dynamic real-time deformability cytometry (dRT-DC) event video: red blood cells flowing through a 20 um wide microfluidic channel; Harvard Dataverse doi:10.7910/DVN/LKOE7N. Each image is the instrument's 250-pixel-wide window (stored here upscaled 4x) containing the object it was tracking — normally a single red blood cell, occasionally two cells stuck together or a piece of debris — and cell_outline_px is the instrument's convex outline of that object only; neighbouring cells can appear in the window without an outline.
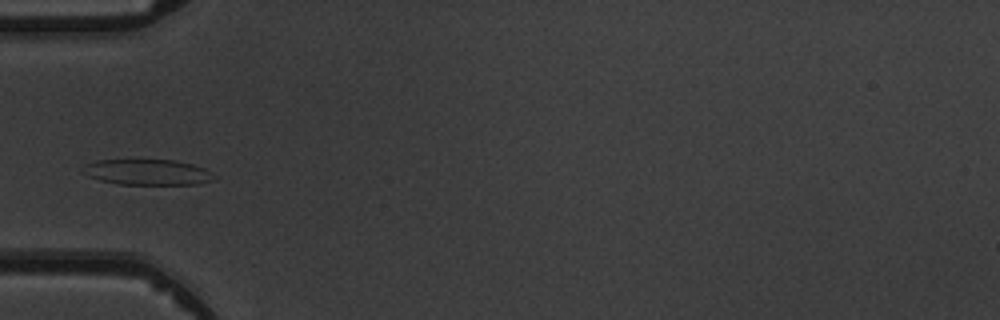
{"species": "common noctule bat (a hibernating species)", "species_latin": "Nyctalus noctula", "temperature_condition": "warm", "stored_images_in_passage": 3, "camera_frame_rate_fps": 3000, "um_per_image_px": 0.085, "animal": {"sex": "male", "body_mass_g": 19.5, "forearm_length_mm": 54.6}, "frame": {"image": 1, "passage_image": 3, "time_ms": 3.333, "image_size_px": [1000, 320], "cell_outline_px": [[216, 180], [196, 184], [120, 184], [100, 180], [88, 176], [80, 172], [84, 164], [96, 160], [172, 160], [192, 164], [204, 168], [212, 172], [216, 176]], "centroid_in_image_um": [12.52, 14.63], "position_along_channel_um": 72.5, "area_um2": 19.71}}